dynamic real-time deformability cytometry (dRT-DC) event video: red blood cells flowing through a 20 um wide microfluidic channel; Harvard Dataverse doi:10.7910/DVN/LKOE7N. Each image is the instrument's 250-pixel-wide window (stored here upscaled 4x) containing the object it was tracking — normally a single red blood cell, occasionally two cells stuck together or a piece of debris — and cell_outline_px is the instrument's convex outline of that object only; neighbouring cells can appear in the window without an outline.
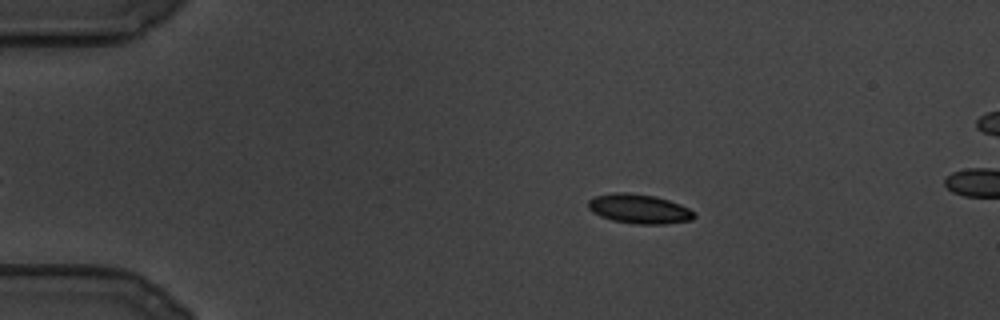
{"species": "common noctule bat (a hibernating species)", "species_latin": "Nyctalus noctula", "temperature_condition": "cold", "stored_images_in_passage": 25, "camera_frame_rate_fps": 3000, "um_per_image_px": 0.085, "animal": {"sex": "male", "body_mass_g": 19.5, "forearm_length_mm": 54.6}, "frame": {"image": 1, "passage_image": 11, "time_ms": 3.333, "image_size_px": [1000, 320], "cell_outline_px": [[696, 216], [692, 220], [664, 224], [632, 224], [612, 220], [600, 216], [592, 212], [588, 208], [588, 200], [596, 196], [616, 192], [628, 192], [656, 196], [680, 204], [696, 212]], "centroid_in_image_um": [54.34, 17.76], "position_along_channel_um": 30.7, "area_um2": 18.32}}